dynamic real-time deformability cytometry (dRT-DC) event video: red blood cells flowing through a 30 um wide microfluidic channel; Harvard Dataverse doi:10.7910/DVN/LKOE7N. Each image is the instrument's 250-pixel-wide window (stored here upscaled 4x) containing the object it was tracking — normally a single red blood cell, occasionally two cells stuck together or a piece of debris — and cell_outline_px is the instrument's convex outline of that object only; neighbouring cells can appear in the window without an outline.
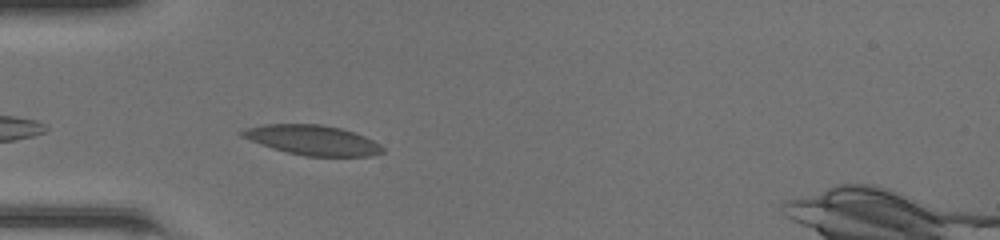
{"species": "common noctule bat (a hibernating species)", "species_latin": "Nyctalus noctula", "temperature_condition": "room temperature", "stored_images_in_passage": 29, "camera_frame_rate_fps": 3000, "um_per_image_px": 0.085, "animal": {"sex": "female", "body_mass_g": 20.0, "forearm_length_mm": 54.0}, "frame": {"image": 1, "passage_image": 2, "time_ms": 0.333, "image_size_px": [1000, 240], "cell_outline_px": [[384, 152], [372, 156], [304, 156], [272, 148], [260, 144], [240, 136], [236, 132], [244, 128], [264, 124], [320, 124], [340, 128], [364, 136], [380, 144], [384, 148]], "centroid_in_image_um": [26.52, 11.9], "position_along_channel_um": 58.5, "area_um2": 24.51}}
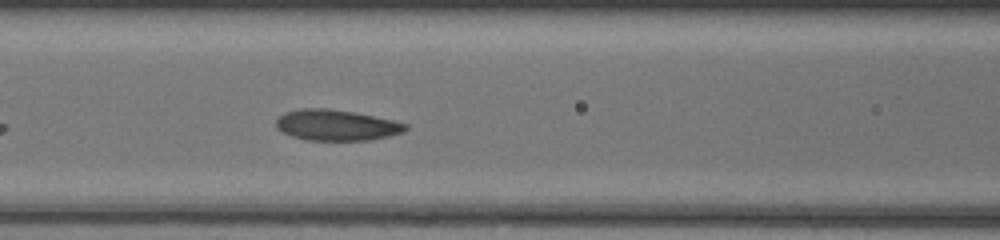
{"frame": {"image": 2, "passage_image": 8, "time_ms": 2.333, "image_size_px": [1000, 240], "cell_outline_px": [[408, 128], [404, 132], [388, 136], [368, 140], [308, 140], [292, 136], [276, 128], [276, 120], [284, 112], [300, 108], [328, 108], [352, 112], [392, 120], [408, 124]], "centroid_in_image_um": [28.58, 10.63], "position_along_channel_um": 138.0, "area_um2": 23.12}}
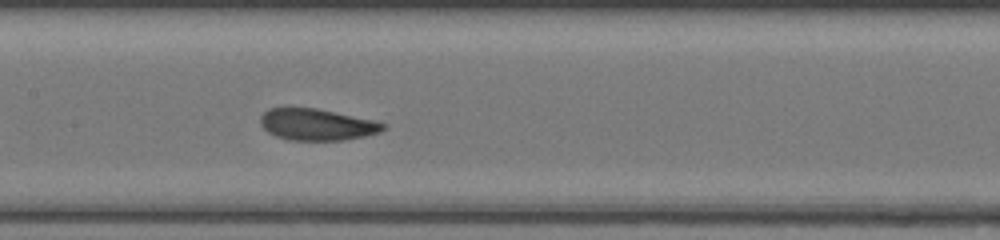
{"frame": {"image": 3, "passage_image": 11, "time_ms": 3.333, "image_size_px": [1000, 240], "cell_outline_px": [[388, 124], [380, 132], [364, 136], [344, 140], [288, 140], [276, 136], [268, 132], [260, 124], [260, 116], [268, 108], [316, 108], [372, 120]], "centroid_in_image_um": [26.91, 10.59], "position_along_channel_um": 180.5, "area_um2": 22.43}, "authors_computed_cell_mechanics": {"area_um2": 21.6172, "velocity_mm_per_s": 4.2386, "shape_relaxation_time_tau1_ms": 3.6641, "shape_relaxation_time_tau2_ms": 1.0499, "deformation_change_tau1": 0.1091, "deformation_change_tau2": 0.0649}}